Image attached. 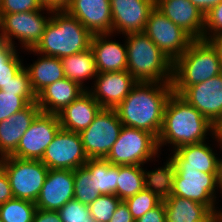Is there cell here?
I'll list each match as a JSON object with an SVG mask.
<instances>
[{
    "label": "cell",
    "instance_id": "836d02e7",
    "mask_svg": "<svg viewBox=\"0 0 222 222\" xmlns=\"http://www.w3.org/2000/svg\"><path fill=\"white\" fill-rule=\"evenodd\" d=\"M120 201L115 194L100 195L88 205L91 217L96 222H109Z\"/></svg>",
    "mask_w": 222,
    "mask_h": 222
},
{
    "label": "cell",
    "instance_id": "4dcf8cb0",
    "mask_svg": "<svg viewBox=\"0 0 222 222\" xmlns=\"http://www.w3.org/2000/svg\"><path fill=\"white\" fill-rule=\"evenodd\" d=\"M36 210L35 203L12 198L0 205V219L3 222H33Z\"/></svg>",
    "mask_w": 222,
    "mask_h": 222
},
{
    "label": "cell",
    "instance_id": "e575fe53",
    "mask_svg": "<svg viewBox=\"0 0 222 222\" xmlns=\"http://www.w3.org/2000/svg\"><path fill=\"white\" fill-rule=\"evenodd\" d=\"M37 102V96H16V93H5L0 90V122Z\"/></svg>",
    "mask_w": 222,
    "mask_h": 222
},
{
    "label": "cell",
    "instance_id": "52a82bcc",
    "mask_svg": "<svg viewBox=\"0 0 222 222\" xmlns=\"http://www.w3.org/2000/svg\"><path fill=\"white\" fill-rule=\"evenodd\" d=\"M160 155L157 138L152 133L123 126L105 159L118 166L144 165L158 162Z\"/></svg>",
    "mask_w": 222,
    "mask_h": 222
},
{
    "label": "cell",
    "instance_id": "9a60e30c",
    "mask_svg": "<svg viewBox=\"0 0 222 222\" xmlns=\"http://www.w3.org/2000/svg\"><path fill=\"white\" fill-rule=\"evenodd\" d=\"M112 33L125 35L143 32L155 0H110Z\"/></svg>",
    "mask_w": 222,
    "mask_h": 222
},
{
    "label": "cell",
    "instance_id": "f35d334b",
    "mask_svg": "<svg viewBox=\"0 0 222 222\" xmlns=\"http://www.w3.org/2000/svg\"><path fill=\"white\" fill-rule=\"evenodd\" d=\"M43 7L39 0H0V14L36 11Z\"/></svg>",
    "mask_w": 222,
    "mask_h": 222
},
{
    "label": "cell",
    "instance_id": "8992f818",
    "mask_svg": "<svg viewBox=\"0 0 222 222\" xmlns=\"http://www.w3.org/2000/svg\"><path fill=\"white\" fill-rule=\"evenodd\" d=\"M53 10L44 6L36 11L0 14V38L16 48L20 45L18 49H21V52L34 49L42 38Z\"/></svg>",
    "mask_w": 222,
    "mask_h": 222
},
{
    "label": "cell",
    "instance_id": "f546056e",
    "mask_svg": "<svg viewBox=\"0 0 222 222\" xmlns=\"http://www.w3.org/2000/svg\"><path fill=\"white\" fill-rule=\"evenodd\" d=\"M144 189L143 165L119 166L115 195L121 200L133 197Z\"/></svg>",
    "mask_w": 222,
    "mask_h": 222
},
{
    "label": "cell",
    "instance_id": "44dd1931",
    "mask_svg": "<svg viewBox=\"0 0 222 222\" xmlns=\"http://www.w3.org/2000/svg\"><path fill=\"white\" fill-rule=\"evenodd\" d=\"M113 36L116 35L113 33L96 34L92 37L91 49L94 53L98 73L127 70L126 42L125 40L114 41Z\"/></svg>",
    "mask_w": 222,
    "mask_h": 222
},
{
    "label": "cell",
    "instance_id": "5b68a950",
    "mask_svg": "<svg viewBox=\"0 0 222 222\" xmlns=\"http://www.w3.org/2000/svg\"><path fill=\"white\" fill-rule=\"evenodd\" d=\"M222 73L216 49L208 40L194 39L185 53L173 62V93L180 95L194 86Z\"/></svg>",
    "mask_w": 222,
    "mask_h": 222
},
{
    "label": "cell",
    "instance_id": "d590c367",
    "mask_svg": "<svg viewBox=\"0 0 222 222\" xmlns=\"http://www.w3.org/2000/svg\"><path fill=\"white\" fill-rule=\"evenodd\" d=\"M58 212L62 222L87 221L92 218L88 205L76 199L69 200Z\"/></svg>",
    "mask_w": 222,
    "mask_h": 222
},
{
    "label": "cell",
    "instance_id": "816d5d0a",
    "mask_svg": "<svg viewBox=\"0 0 222 222\" xmlns=\"http://www.w3.org/2000/svg\"><path fill=\"white\" fill-rule=\"evenodd\" d=\"M217 133L219 135V138H220L221 144H222V129H217Z\"/></svg>",
    "mask_w": 222,
    "mask_h": 222
},
{
    "label": "cell",
    "instance_id": "ba28073f",
    "mask_svg": "<svg viewBox=\"0 0 222 222\" xmlns=\"http://www.w3.org/2000/svg\"><path fill=\"white\" fill-rule=\"evenodd\" d=\"M14 198L36 202L49 168L41 160H25L13 156L0 159Z\"/></svg>",
    "mask_w": 222,
    "mask_h": 222
},
{
    "label": "cell",
    "instance_id": "c3c4849f",
    "mask_svg": "<svg viewBox=\"0 0 222 222\" xmlns=\"http://www.w3.org/2000/svg\"><path fill=\"white\" fill-rule=\"evenodd\" d=\"M45 7L52 8L54 10L64 9L70 0H39Z\"/></svg>",
    "mask_w": 222,
    "mask_h": 222
},
{
    "label": "cell",
    "instance_id": "4fadbf2b",
    "mask_svg": "<svg viewBox=\"0 0 222 222\" xmlns=\"http://www.w3.org/2000/svg\"><path fill=\"white\" fill-rule=\"evenodd\" d=\"M41 161L49 169L75 170L88 161L79 133L60 129L47 146Z\"/></svg>",
    "mask_w": 222,
    "mask_h": 222
},
{
    "label": "cell",
    "instance_id": "4316f807",
    "mask_svg": "<svg viewBox=\"0 0 222 222\" xmlns=\"http://www.w3.org/2000/svg\"><path fill=\"white\" fill-rule=\"evenodd\" d=\"M166 162L153 170H147L143 165L144 189L151 191L161 200L169 198L173 189V178L175 174L174 161L168 154Z\"/></svg>",
    "mask_w": 222,
    "mask_h": 222
},
{
    "label": "cell",
    "instance_id": "f1b7e54d",
    "mask_svg": "<svg viewBox=\"0 0 222 222\" xmlns=\"http://www.w3.org/2000/svg\"><path fill=\"white\" fill-rule=\"evenodd\" d=\"M84 166L90 172V179H94L95 192L100 195L115 194L119 176L118 165H113L106 159H88Z\"/></svg>",
    "mask_w": 222,
    "mask_h": 222
},
{
    "label": "cell",
    "instance_id": "681fc988",
    "mask_svg": "<svg viewBox=\"0 0 222 222\" xmlns=\"http://www.w3.org/2000/svg\"><path fill=\"white\" fill-rule=\"evenodd\" d=\"M195 222H222L221 210L209 211L201 220Z\"/></svg>",
    "mask_w": 222,
    "mask_h": 222
},
{
    "label": "cell",
    "instance_id": "8d00e7d4",
    "mask_svg": "<svg viewBox=\"0 0 222 222\" xmlns=\"http://www.w3.org/2000/svg\"><path fill=\"white\" fill-rule=\"evenodd\" d=\"M5 93H16V96H36L27 69L23 67L19 73L0 89Z\"/></svg>",
    "mask_w": 222,
    "mask_h": 222
},
{
    "label": "cell",
    "instance_id": "484cf974",
    "mask_svg": "<svg viewBox=\"0 0 222 222\" xmlns=\"http://www.w3.org/2000/svg\"><path fill=\"white\" fill-rule=\"evenodd\" d=\"M61 63L65 77L78 83L85 90L91 87L88 84L89 80H94L98 75L91 47L82 52L62 58ZM86 82L88 85H86Z\"/></svg>",
    "mask_w": 222,
    "mask_h": 222
},
{
    "label": "cell",
    "instance_id": "d4e9b609",
    "mask_svg": "<svg viewBox=\"0 0 222 222\" xmlns=\"http://www.w3.org/2000/svg\"><path fill=\"white\" fill-rule=\"evenodd\" d=\"M27 52L39 56L33 64L24 66L29 73L31 87L36 96L48 85L65 78L60 58L41 55L33 49L26 50V54Z\"/></svg>",
    "mask_w": 222,
    "mask_h": 222
},
{
    "label": "cell",
    "instance_id": "ab89813d",
    "mask_svg": "<svg viewBox=\"0 0 222 222\" xmlns=\"http://www.w3.org/2000/svg\"><path fill=\"white\" fill-rule=\"evenodd\" d=\"M19 53L20 50L5 63V66H0V89L10 82L24 67V60L21 59Z\"/></svg>",
    "mask_w": 222,
    "mask_h": 222
},
{
    "label": "cell",
    "instance_id": "6da1fadb",
    "mask_svg": "<svg viewBox=\"0 0 222 222\" xmlns=\"http://www.w3.org/2000/svg\"><path fill=\"white\" fill-rule=\"evenodd\" d=\"M172 93V82H137L115 111L123 126L148 131L158 138Z\"/></svg>",
    "mask_w": 222,
    "mask_h": 222
},
{
    "label": "cell",
    "instance_id": "7402d4cb",
    "mask_svg": "<svg viewBox=\"0 0 222 222\" xmlns=\"http://www.w3.org/2000/svg\"><path fill=\"white\" fill-rule=\"evenodd\" d=\"M41 112L37 102L0 122V159L11 156L17 149L21 137Z\"/></svg>",
    "mask_w": 222,
    "mask_h": 222
},
{
    "label": "cell",
    "instance_id": "603a6c76",
    "mask_svg": "<svg viewBox=\"0 0 222 222\" xmlns=\"http://www.w3.org/2000/svg\"><path fill=\"white\" fill-rule=\"evenodd\" d=\"M102 108L86 90L76 100L57 113V116L62 129L80 133L93 122Z\"/></svg>",
    "mask_w": 222,
    "mask_h": 222
},
{
    "label": "cell",
    "instance_id": "2e32d148",
    "mask_svg": "<svg viewBox=\"0 0 222 222\" xmlns=\"http://www.w3.org/2000/svg\"><path fill=\"white\" fill-rule=\"evenodd\" d=\"M137 82L127 70L98 73L87 91L103 108L115 109Z\"/></svg>",
    "mask_w": 222,
    "mask_h": 222
},
{
    "label": "cell",
    "instance_id": "7bdbcfd3",
    "mask_svg": "<svg viewBox=\"0 0 222 222\" xmlns=\"http://www.w3.org/2000/svg\"><path fill=\"white\" fill-rule=\"evenodd\" d=\"M109 222H135L125 201H120Z\"/></svg>",
    "mask_w": 222,
    "mask_h": 222
},
{
    "label": "cell",
    "instance_id": "d6a6232c",
    "mask_svg": "<svg viewBox=\"0 0 222 222\" xmlns=\"http://www.w3.org/2000/svg\"><path fill=\"white\" fill-rule=\"evenodd\" d=\"M163 200L151 191L143 189L133 197L125 200L133 219L136 221L142 217L147 211L158 206Z\"/></svg>",
    "mask_w": 222,
    "mask_h": 222
},
{
    "label": "cell",
    "instance_id": "8fae6325",
    "mask_svg": "<svg viewBox=\"0 0 222 222\" xmlns=\"http://www.w3.org/2000/svg\"><path fill=\"white\" fill-rule=\"evenodd\" d=\"M151 41L174 62L189 47L194 40L181 27L154 8L148 17L143 31Z\"/></svg>",
    "mask_w": 222,
    "mask_h": 222
},
{
    "label": "cell",
    "instance_id": "ee69618b",
    "mask_svg": "<svg viewBox=\"0 0 222 222\" xmlns=\"http://www.w3.org/2000/svg\"><path fill=\"white\" fill-rule=\"evenodd\" d=\"M33 222H62L58 211H46L37 208Z\"/></svg>",
    "mask_w": 222,
    "mask_h": 222
},
{
    "label": "cell",
    "instance_id": "d6986e66",
    "mask_svg": "<svg viewBox=\"0 0 222 222\" xmlns=\"http://www.w3.org/2000/svg\"><path fill=\"white\" fill-rule=\"evenodd\" d=\"M64 10L93 35L112 33L110 0H70Z\"/></svg>",
    "mask_w": 222,
    "mask_h": 222
},
{
    "label": "cell",
    "instance_id": "83f0119b",
    "mask_svg": "<svg viewBox=\"0 0 222 222\" xmlns=\"http://www.w3.org/2000/svg\"><path fill=\"white\" fill-rule=\"evenodd\" d=\"M166 222H195L201 220L210 210L203 204L179 196L163 200Z\"/></svg>",
    "mask_w": 222,
    "mask_h": 222
},
{
    "label": "cell",
    "instance_id": "b9f144b4",
    "mask_svg": "<svg viewBox=\"0 0 222 222\" xmlns=\"http://www.w3.org/2000/svg\"><path fill=\"white\" fill-rule=\"evenodd\" d=\"M14 198L10 181L4 169L0 166V205Z\"/></svg>",
    "mask_w": 222,
    "mask_h": 222
},
{
    "label": "cell",
    "instance_id": "bcb514c9",
    "mask_svg": "<svg viewBox=\"0 0 222 222\" xmlns=\"http://www.w3.org/2000/svg\"><path fill=\"white\" fill-rule=\"evenodd\" d=\"M193 5H195L199 10H201L204 15L212 9L214 6L218 5L222 0H189Z\"/></svg>",
    "mask_w": 222,
    "mask_h": 222
},
{
    "label": "cell",
    "instance_id": "ffe728a7",
    "mask_svg": "<svg viewBox=\"0 0 222 222\" xmlns=\"http://www.w3.org/2000/svg\"><path fill=\"white\" fill-rule=\"evenodd\" d=\"M155 8L193 39H203L204 13L189 0H155Z\"/></svg>",
    "mask_w": 222,
    "mask_h": 222
},
{
    "label": "cell",
    "instance_id": "9c48e42d",
    "mask_svg": "<svg viewBox=\"0 0 222 222\" xmlns=\"http://www.w3.org/2000/svg\"><path fill=\"white\" fill-rule=\"evenodd\" d=\"M122 127L115 109L102 108L93 122L79 133L88 159H105Z\"/></svg>",
    "mask_w": 222,
    "mask_h": 222
},
{
    "label": "cell",
    "instance_id": "5bb4252c",
    "mask_svg": "<svg viewBox=\"0 0 222 222\" xmlns=\"http://www.w3.org/2000/svg\"><path fill=\"white\" fill-rule=\"evenodd\" d=\"M179 96L217 128L222 124V73L187 87Z\"/></svg>",
    "mask_w": 222,
    "mask_h": 222
},
{
    "label": "cell",
    "instance_id": "277c9868",
    "mask_svg": "<svg viewBox=\"0 0 222 222\" xmlns=\"http://www.w3.org/2000/svg\"><path fill=\"white\" fill-rule=\"evenodd\" d=\"M127 71L138 82H172L173 62L143 32L125 34Z\"/></svg>",
    "mask_w": 222,
    "mask_h": 222
},
{
    "label": "cell",
    "instance_id": "3957f363",
    "mask_svg": "<svg viewBox=\"0 0 222 222\" xmlns=\"http://www.w3.org/2000/svg\"><path fill=\"white\" fill-rule=\"evenodd\" d=\"M92 37L93 34L64 9L53 10L42 38L33 50L62 59L89 49Z\"/></svg>",
    "mask_w": 222,
    "mask_h": 222
},
{
    "label": "cell",
    "instance_id": "1f68e13d",
    "mask_svg": "<svg viewBox=\"0 0 222 222\" xmlns=\"http://www.w3.org/2000/svg\"><path fill=\"white\" fill-rule=\"evenodd\" d=\"M100 196L95 192L94 179H90V172L85 167L74 170V199L83 204H91Z\"/></svg>",
    "mask_w": 222,
    "mask_h": 222
},
{
    "label": "cell",
    "instance_id": "74e56055",
    "mask_svg": "<svg viewBox=\"0 0 222 222\" xmlns=\"http://www.w3.org/2000/svg\"><path fill=\"white\" fill-rule=\"evenodd\" d=\"M222 33V2L204 15L203 40Z\"/></svg>",
    "mask_w": 222,
    "mask_h": 222
},
{
    "label": "cell",
    "instance_id": "7dc6e473",
    "mask_svg": "<svg viewBox=\"0 0 222 222\" xmlns=\"http://www.w3.org/2000/svg\"><path fill=\"white\" fill-rule=\"evenodd\" d=\"M208 41L216 49L222 67V33L211 36Z\"/></svg>",
    "mask_w": 222,
    "mask_h": 222
},
{
    "label": "cell",
    "instance_id": "7a4b0ae2",
    "mask_svg": "<svg viewBox=\"0 0 222 222\" xmlns=\"http://www.w3.org/2000/svg\"><path fill=\"white\" fill-rule=\"evenodd\" d=\"M216 133L215 125L179 95L172 93L165 105L163 125L157 138L158 148L160 153L164 146L172 148L169 152L175 151L185 145L205 142Z\"/></svg>",
    "mask_w": 222,
    "mask_h": 222
},
{
    "label": "cell",
    "instance_id": "f5cc1de1",
    "mask_svg": "<svg viewBox=\"0 0 222 222\" xmlns=\"http://www.w3.org/2000/svg\"><path fill=\"white\" fill-rule=\"evenodd\" d=\"M78 222H96L93 218H91L90 220L87 221H78Z\"/></svg>",
    "mask_w": 222,
    "mask_h": 222
},
{
    "label": "cell",
    "instance_id": "cb8c5ba5",
    "mask_svg": "<svg viewBox=\"0 0 222 222\" xmlns=\"http://www.w3.org/2000/svg\"><path fill=\"white\" fill-rule=\"evenodd\" d=\"M85 91L78 83L65 77L43 89L37 95V104L41 112L57 114Z\"/></svg>",
    "mask_w": 222,
    "mask_h": 222
},
{
    "label": "cell",
    "instance_id": "30bf717a",
    "mask_svg": "<svg viewBox=\"0 0 222 222\" xmlns=\"http://www.w3.org/2000/svg\"><path fill=\"white\" fill-rule=\"evenodd\" d=\"M218 191L217 174L204 173L197 169H175L171 196L193 200L214 211L221 210L218 207Z\"/></svg>",
    "mask_w": 222,
    "mask_h": 222
},
{
    "label": "cell",
    "instance_id": "7c38bea8",
    "mask_svg": "<svg viewBox=\"0 0 222 222\" xmlns=\"http://www.w3.org/2000/svg\"><path fill=\"white\" fill-rule=\"evenodd\" d=\"M61 129L57 114L40 112L21 137L13 157L41 160L47 146Z\"/></svg>",
    "mask_w": 222,
    "mask_h": 222
},
{
    "label": "cell",
    "instance_id": "f6af8a7d",
    "mask_svg": "<svg viewBox=\"0 0 222 222\" xmlns=\"http://www.w3.org/2000/svg\"><path fill=\"white\" fill-rule=\"evenodd\" d=\"M15 46L6 43L3 39L0 38V66H5V63L17 52Z\"/></svg>",
    "mask_w": 222,
    "mask_h": 222
},
{
    "label": "cell",
    "instance_id": "60d3db41",
    "mask_svg": "<svg viewBox=\"0 0 222 222\" xmlns=\"http://www.w3.org/2000/svg\"><path fill=\"white\" fill-rule=\"evenodd\" d=\"M135 222H166V212L163 201L155 208L147 211Z\"/></svg>",
    "mask_w": 222,
    "mask_h": 222
},
{
    "label": "cell",
    "instance_id": "f907efd6",
    "mask_svg": "<svg viewBox=\"0 0 222 222\" xmlns=\"http://www.w3.org/2000/svg\"><path fill=\"white\" fill-rule=\"evenodd\" d=\"M219 150L222 152V148ZM217 184H218V189L221 195L222 194V157L220 155H219V160H218Z\"/></svg>",
    "mask_w": 222,
    "mask_h": 222
},
{
    "label": "cell",
    "instance_id": "e0dca14e",
    "mask_svg": "<svg viewBox=\"0 0 222 222\" xmlns=\"http://www.w3.org/2000/svg\"><path fill=\"white\" fill-rule=\"evenodd\" d=\"M211 141L214 143L210 144ZM207 142L185 145L175 151H170L175 169H197L200 172L217 174L219 155L213 146L217 145V148H222L218 133Z\"/></svg>",
    "mask_w": 222,
    "mask_h": 222
},
{
    "label": "cell",
    "instance_id": "ac0fdd59",
    "mask_svg": "<svg viewBox=\"0 0 222 222\" xmlns=\"http://www.w3.org/2000/svg\"><path fill=\"white\" fill-rule=\"evenodd\" d=\"M72 199H74V170L49 169L35 202L36 207L46 211H58Z\"/></svg>",
    "mask_w": 222,
    "mask_h": 222
}]
</instances>
